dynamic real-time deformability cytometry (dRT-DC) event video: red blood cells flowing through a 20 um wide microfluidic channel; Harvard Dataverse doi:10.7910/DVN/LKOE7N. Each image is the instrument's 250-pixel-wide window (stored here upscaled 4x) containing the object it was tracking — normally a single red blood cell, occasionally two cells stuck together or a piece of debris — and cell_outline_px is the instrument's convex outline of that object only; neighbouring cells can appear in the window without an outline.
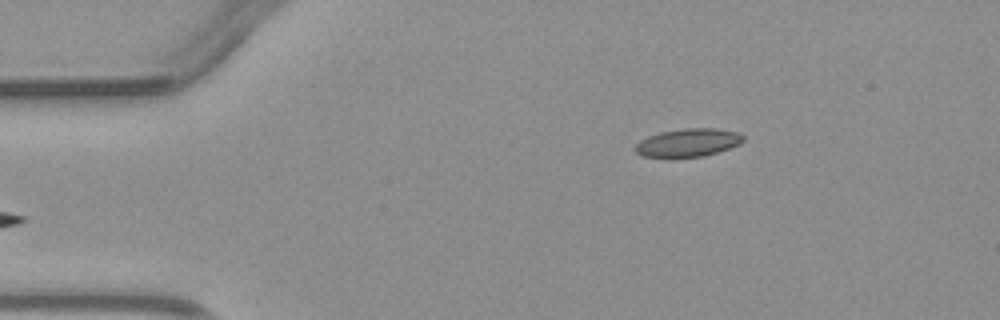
{"species": "common noctule bat (a hibernating species)", "species_latin": "Nyctalus noctula", "temperature_condition": "warm", "stored_images_in_passage": 3, "camera_frame_rate_fps": 3000, "um_per_image_px": 0.085, "animal": {"sex": "male", "body_mass_g": 23.1, "forearm_length_mm": 52.7}, "frame": {"image": 1, "passage_image": 3, "time_ms": 2.333, "image_size_px": [1000, 320], "cell_outline_px": [[744, 140], [740, 144], [704, 156], [640, 156], [632, 148], [640, 140], [648, 136], [660, 132], [684, 128], [716, 128], [740, 132], [744, 136]], "centroid_in_image_um": [58.49, 12.1], "position_along_channel_um": 26.5, "area_um2": 17.57}}